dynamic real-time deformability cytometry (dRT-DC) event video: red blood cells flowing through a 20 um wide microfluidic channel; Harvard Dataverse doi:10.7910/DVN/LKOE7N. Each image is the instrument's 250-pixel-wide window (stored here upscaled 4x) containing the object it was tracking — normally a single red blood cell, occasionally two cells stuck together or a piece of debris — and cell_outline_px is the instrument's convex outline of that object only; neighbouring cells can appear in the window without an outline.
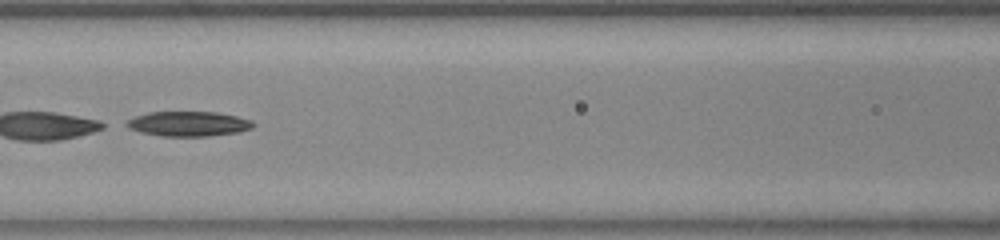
{"species": "common noctule bat (a hibernating species)", "species_latin": "Nyctalus noctula", "temperature_condition": "warm", "stored_images_in_passage": 34, "camera_frame_rate_fps": 3000, "um_per_image_px": 0.085, "animal": {"sex": "female", "body_mass_g": 23.0, "forearm_length_mm": 53.4}, "frame": {"image": 1, "passage_image": 10, "time_ms": 3.0, "image_size_px": [1000, 240], "cell_outline_px": [[256, 124], [252, 128], [240, 132], [208, 136], [160, 136], [140, 132], [128, 128], [120, 124], [136, 116], [148, 112], [216, 112], [236, 116], [252, 120]], "centroid_in_image_um": [16.0, 10.53], "position_along_channel_um": 150.6, "area_um2": 18.55}, "authors_computed_cell_mechanics": {"area_um2": 19.0162, "velocity_mm_per_s": 3.8322, "shape_relaxation_time_tau1_ms": 1.4407, "shape_relaxation_time_tau2_ms": null, "deformation_change_tau1": 0.232, "deformation_change_tau2": null}}